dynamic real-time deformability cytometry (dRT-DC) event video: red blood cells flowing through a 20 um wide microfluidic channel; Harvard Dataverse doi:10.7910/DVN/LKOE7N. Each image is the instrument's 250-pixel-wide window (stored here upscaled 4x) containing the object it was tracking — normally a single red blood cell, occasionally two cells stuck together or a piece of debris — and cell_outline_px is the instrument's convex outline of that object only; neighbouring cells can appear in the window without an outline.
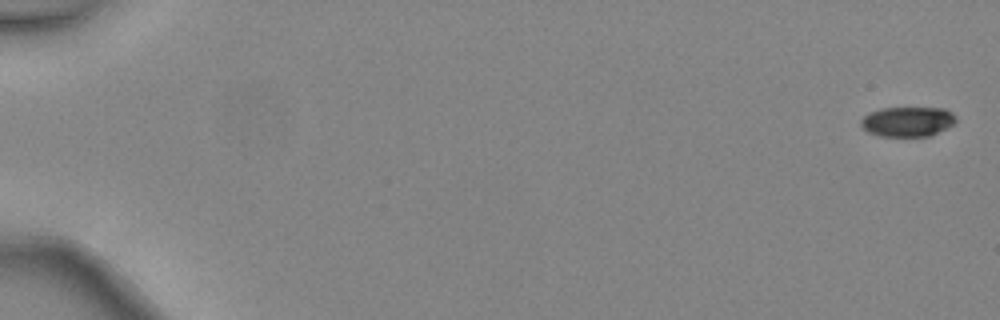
{"species": "common noctule bat (a hibernating species)", "species_latin": "Nyctalus noctula", "temperature_condition": "warm", "stored_images_in_passage": 6, "segment_of_instrument_passage": [1, 2], "camera_frame_rate_fps": 3000, "um_per_image_px": 0.085, "animal": {"sex": "female", "body_mass_g": 24.6, "forearm_length_mm": 56.2}, "frame": {"image": 1, "passage_image": 1, "time_ms": 0.0, "image_size_px": [1000, 320], "cell_outline_px": [[956, 120], [952, 124], [932, 136], [876, 136], [868, 132], [860, 124], [860, 120], [868, 112], [880, 108], [944, 108], [952, 112], [956, 116]], "centroid_in_image_um": [77.12, 10.33], "position_along_channel_um": 7.9, "area_um2": 16.65}}
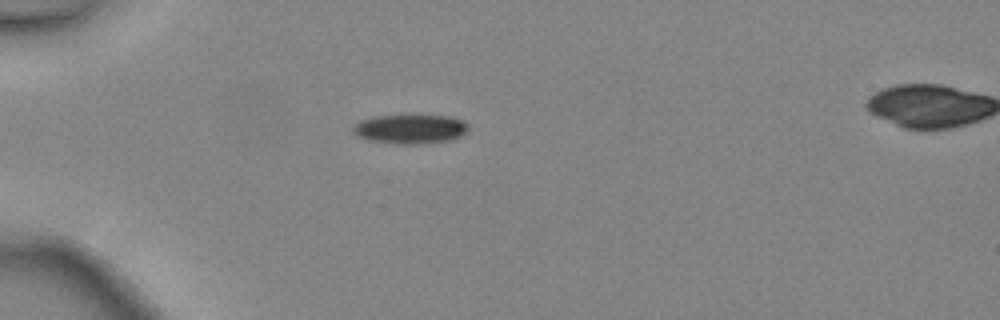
{"frame": {"image": 2, "passage_image": 5, "time_ms": 1.333, "image_size_px": [1000, 320], "cell_outline_px": [[468, 128], [460, 136], [448, 140], [420, 144], [392, 144], [368, 140], [356, 136], [352, 132], [352, 124], [360, 120], [372, 116], [412, 112], [452, 116], [464, 120], [468, 124]], "centroid_in_image_um": [34.82, 10.9], "position_along_channel_um": 50.2, "area_um2": 20.98}}